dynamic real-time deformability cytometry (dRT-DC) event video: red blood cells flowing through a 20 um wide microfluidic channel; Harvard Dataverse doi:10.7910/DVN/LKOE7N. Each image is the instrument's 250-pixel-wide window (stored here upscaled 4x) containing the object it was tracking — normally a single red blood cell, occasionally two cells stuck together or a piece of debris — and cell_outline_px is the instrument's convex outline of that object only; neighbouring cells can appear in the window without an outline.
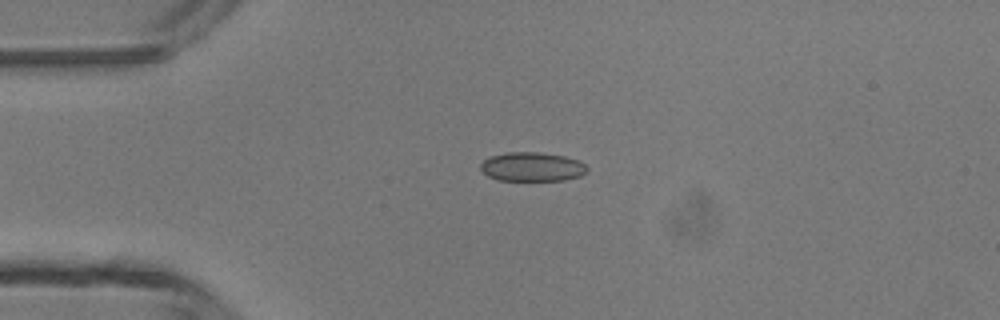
{"species": "common noctule bat (a hibernating species)", "species_latin": "Nyctalus noctula", "temperature_condition": "room temperature", "stored_images_in_passage": 6, "camera_frame_rate_fps": 3000, "um_per_image_px": 0.085, "animal": {"sex": "male", "body_mass_g": 13.3}, "frame": {"image": 1, "passage_image": 4, "time_ms": 3.333, "image_size_px": [1000, 320], "cell_outline_px": [[588, 168], [580, 176], [564, 180], [500, 180], [488, 176], [480, 168], [480, 164], [484, 160], [492, 156], [508, 152], [540, 152], [564, 156], [580, 160]], "centroid_in_image_um": [45.24, 14.17], "position_along_channel_um": 39.8, "area_um2": 17.92}}
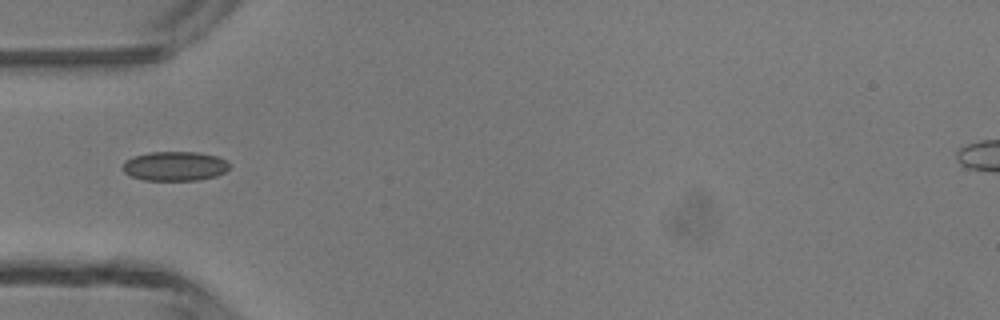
{"frame": {"image": 2, "passage_image": 5, "time_ms": 4.667, "image_size_px": [1000, 320], "cell_outline_px": [[228, 168], [224, 172], [216, 176], [200, 180], [144, 180], [132, 176], [124, 172], [124, 160], [132, 156], [148, 152], [196, 152], [216, 156], [224, 160], [228, 164]], "centroid_in_image_um": [14.83, 14.12], "position_along_channel_um": 70.2, "area_um2": 18.15}}
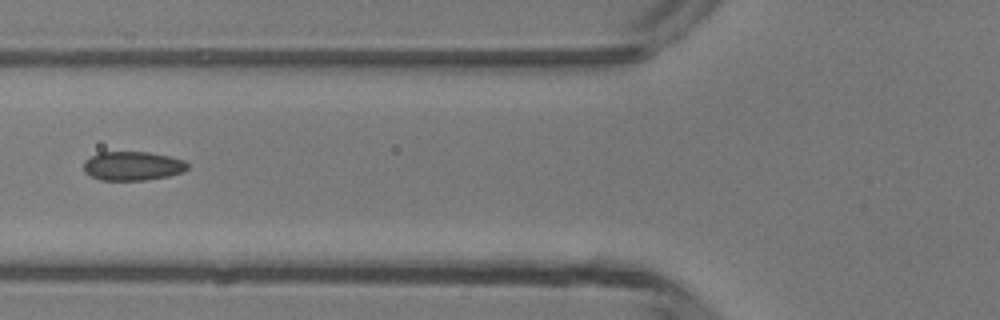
{"frame": {"image": 3, "passage_image": 6, "time_ms": 5.667, "image_size_px": [1000, 320], "cell_outline_px": [[188, 168], [184, 172], [168, 176], [144, 180], [100, 180], [84, 172], [84, 160], [100, 152], [148, 152], [168, 156], [184, 160], [188, 164]], "centroid_in_image_um": [11.28, 14.11], "position_along_channel_um": 114.5, "area_um2": 17.51}}